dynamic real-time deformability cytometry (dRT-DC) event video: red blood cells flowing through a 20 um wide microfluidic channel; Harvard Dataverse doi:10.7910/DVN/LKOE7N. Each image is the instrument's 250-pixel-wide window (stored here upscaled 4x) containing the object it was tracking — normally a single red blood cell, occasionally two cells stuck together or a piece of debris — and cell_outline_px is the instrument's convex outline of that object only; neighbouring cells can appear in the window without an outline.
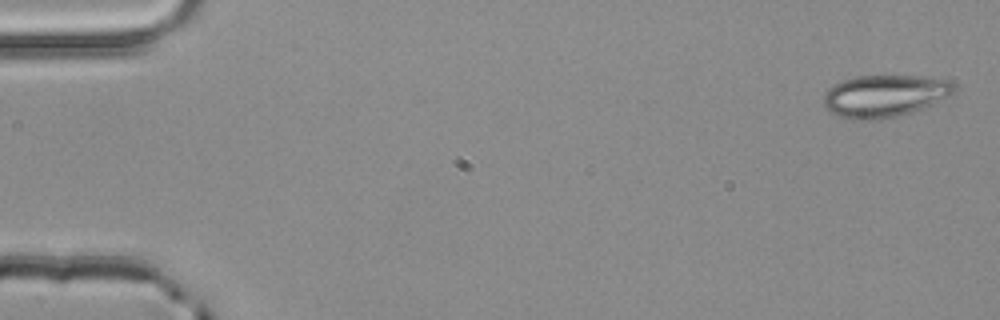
{"species": "common noctule bat (a hibernating species)", "species_latin": "Nyctalus noctula", "temperature_condition": "room temperature", "stored_images_in_passage": 4, "camera_frame_rate_fps": 3000, "um_per_image_px": 0.085, "animal": {"sex": "male", "body_mass_g": 20.4}, "frame": {"image": 1, "passage_image": 1, "time_ms": 0.0, "image_size_px": [1000, 320], "cell_outline_px": [[956, 88], [948, 96], [936, 104], [912, 112], [896, 116], [868, 120], [852, 120], [840, 116], [824, 108], [824, 92], [828, 88], [844, 80], [856, 76], [932, 76], [948, 80]], "centroid_in_image_um": [75.21, 8.15], "position_along_channel_um": 9.8, "area_um2": 32.14}}